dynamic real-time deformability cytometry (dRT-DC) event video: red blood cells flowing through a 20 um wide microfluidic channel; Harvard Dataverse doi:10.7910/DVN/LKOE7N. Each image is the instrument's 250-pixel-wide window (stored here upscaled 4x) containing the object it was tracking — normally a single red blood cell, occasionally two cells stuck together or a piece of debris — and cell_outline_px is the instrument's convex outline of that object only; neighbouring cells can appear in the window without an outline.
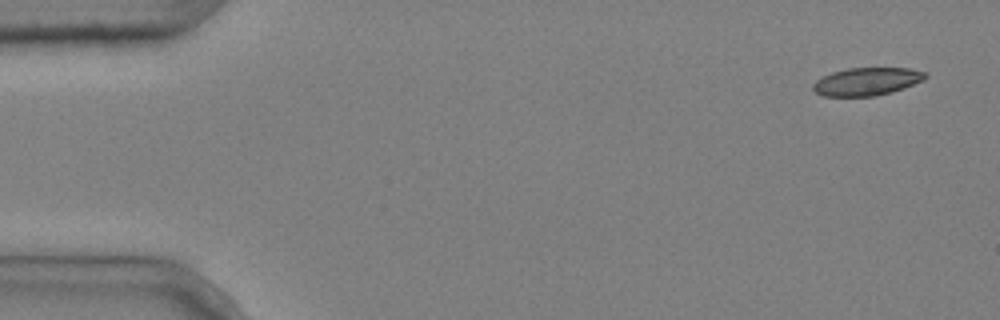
{"species": "common noctule bat (a hibernating species)", "species_latin": "Nyctalus noctula", "temperature_condition": "cold", "stored_images_in_passage": 5, "camera_frame_rate_fps": 3000, "um_per_image_px": 0.085, "animal": {"sex": "male", "body_mass_g": 20.4}, "frame": {"image": 1, "passage_image": 1, "time_ms": 0.0, "image_size_px": [1000, 320], "cell_outline_px": [[928, 76], [924, 80], [904, 88], [892, 92], [872, 96], [824, 96], [816, 92], [812, 88], [812, 84], [816, 80], [832, 72], [848, 68], [908, 68], [924, 72]], "centroid_in_image_um": [73.68, 6.93], "position_along_channel_um": 11.3, "area_um2": 18.15}}
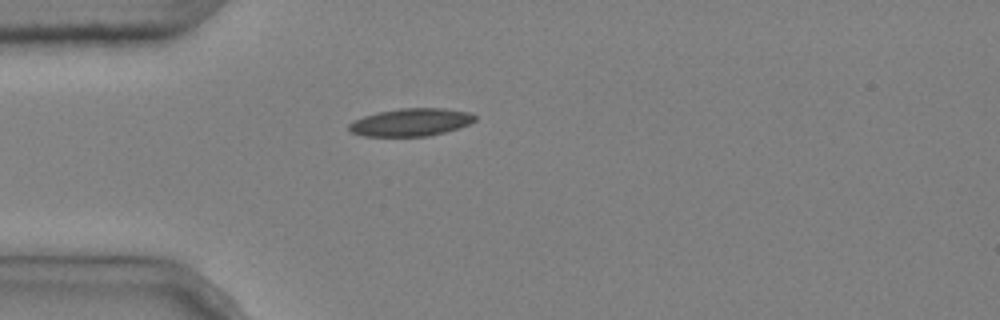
{"frame": {"image": 2, "passage_image": 4, "time_ms": 1.0, "image_size_px": [1000, 320], "cell_outline_px": [[476, 120], [460, 128], [428, 136], [364, 136], [352, 132], [348, 128], [348, 124], [352, 120], [376, 112], [400, 108], [444, 108], [468, 112], [476, 116]], "centroid_in_image_um": [34.91, 10.38], "position_along_channel_um": 50.1, "area_um2": 20.4}}